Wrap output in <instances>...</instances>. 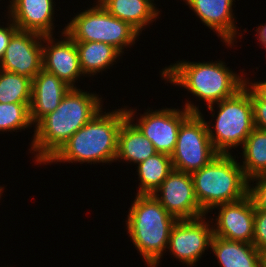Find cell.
<instances>
[{"instance_id":"1","label":"cell","mask_w":266,"mask_h":267,"mask_svg":"<svg viewBox=\"0 0 266 267\" xmlns=\"http://www.w3.org/2000/svg\"><path fill=\"white\" fill-rule=\"evenodd\" d=\"M102 102L96 93L71 88L59 106L34 125L29 150L34 154L35 163L46 164L73 134L103 109Z\"/></svg>"},{"instance_id":"2","label":"cell","mask_w":266,"mask_h":267,"mask_svg":"<svg viewBox=\"0 0 266 267\" xmlns=\"http://www.w3.org/2000/svg\"><path fill=\"white\" fill-rule=\"evenodd\" d=\"M125 108L102 109L46 162L49 163H114L117 155L118 133L127 118Z\"/></svg>"},{"instance_id":"3","label":"cell","mask_w":266,"mask_h":267,"mask_svg":"<svg viewBox=\"0 0 266 267\" xmlns=\"http://www.w3.org/2000/svg\"><path fill=\"white\" fill-rule=\"evenodd\" d=\"M222 60L212 62L177 61L165 66L161 76L166 82L184 87L194 97L204 100L214 118V105L223 99L232 97L244 87L246 74H237ZM240 75V76H239ZM244 75V76H243Z\"/></svg>"},{"instance_id":"4","label":"cell","mask_w":266,"mask_h":267,"mask_svg":"<svg viewBox=\"0 0 266 267\" xmlns=\"http://www.w3.org/2000/svg\"><path fill=\"white\" fill-rule=\"evenodd\" d=\"M126 229L148 267H157L168 251L170 232L177 219L153 195H137L131 203Z\"/></svg>"},{"instance_id":"5","label":"cell","mask_w":266,"mask_h":267,"mask_svg":"<svg viewBox=\"0 0 266 267\" xmlns=\"http://www.w3.org/2000/svg\"><path fill=\"white\" fill-rule=\"evenodd\" d=\"M237 161L232 153L219 154L191 174L196 200L206 214L217 205L233 203L248 195L249 180Z\"/></svg>"},{"instance_id":"6","label":"cell","mask_w":266,"mask_h":267,"mask_svg":"<svg viewBox=\"0 0 266 267\" xmlns=\"http://www.w3.org/2000/svg\"><path fill=\"white\" fill-rule=\"evenodd\" d=\"M215 104L216 122L212 127L206 122L209 138L219 154H230L232 148L242 147L255 128L249 78L235 95Z\"/></svg>"},{"instance_id":"7","label":"cell","mask_w":266,"mask_h":267,"mask_svg":"<svg viewBox=\"0 0 266 267\" xmlns=\"http://www.w3.org/2000/svg\"><path fill=\"white\" fill-rule=\"evenodd\" d=\"M65 32L75 42L107 43L122 54L140 36L128 22L112 16L98 1L94 7L76 14L65 26Z\"/></svg>"},{"instance_id":"8","label":"cell","mask_w":266,"mask_h":267,"mask_svg":"<svg viewBox=\"0 0 266 267\" xmlns=\"http://www.w3.org/2000/svg\"><path fill=\"white\" fill-rule=\"evenodd\" d=\"M219 153L209 138L201 113H191L179 127L176 147L171 154L173 169L192 174L209 164Z\"/></svg>"},{"instance_id":"9","label":"cell","mask_w":266,"mask_h":267,"mask_svg":"<svg viewBox=\"0 0 266 267\" xmlns=\"http://www.w3.org/2000/svg\"><path fill=\"white\" fill-rule=\"evenodd\" d=\"M136 109L126 108L127 117L134 122L143 135L151 141L155 150L171 156L176 147L179 127L182 122L191 114L199 113V106L191 101H187L185 106L180 109L161 108L155 111L147 109L144 114H139L135 123Z\"/></svg>"},{"instance_id":"10","label":"cell","mask_w":266,"mask_h":267,"mask_svg":"<svg viewBox=\"0 0 266 267\" xmlns=\"http://www.w3.org/2000/svg\"><path fill=\"white\" fill-rule=\"evenodd\" d=\"M206 215L194 219L177 220L171 229L168 244L169 252L173 255L171 257L187 266H196L205 250L208 251L210 248L213 237L214 219L207 220Z\"/></svg>"},{"instance_id":"11","label":"cell","mask_w":266,"mask_h":267,"mask_svg":"<svg viewBox=\"0 0 266 267\" xmlns=\"http://www.w3.org/2000/svg\"><path fill=\"white\" fill-rule=\"evenodd\" d=\"M152 195L177 220L194 219L206 214L196 200L190 173L173 169Z\"/></svg>"},{"instance_id":"12","label":"cell","mask_w":266,"mask_h":267,"mask_svg":"<svg viewBox=\"0 0 266 267\" xmlns=\"http://www.w3.org/2000/svg\"><path fill=\"white\" fill-rule=\"evenodd\" d=\"M42 38L38 33L18 30L9 41L0 69L33 80L43 69Z\"/></svg>"},{"instance_id":"13","label":"cell","mask_w":266,"mask_h":267,"mask_svg":"<svg viewBox=\"0 0 266 267\" xmlns=\"http://www.w3.org/2000/svg\"><path fill=\"white\" fill-rule=\"evenodd\" d=\"M64 39L56 41L54 36L42 38L43 69L56 75L70 87L76 88L75 82L83 75L80 67L78 51L75 41L65 32L61 31ZM46 44V45H45ZM75 85V86H74Z\"/></svg>"},{"instance_id":"14","label":"cell","mask_w":266,"mask_h":267,"mask_svg":"<svg viewBox=\"0 0 266 267\" xmlns=\"http://www.w3.org/2000/svg\"><path fill=\"white\" fill-rule=\"evenodd\" d=\"M218 215L213 226V236L230 240L252 243L254 236V203L247 195L245 198L215 206Z\"/></svg>"},{"instance_id":"15","label":"cell","mask_w":266,"mask_h":267,"mask_svg":"<svg viewBox=\"0 0 266 267\" xmlns=\"http://www.w3.org/2000/svg\"><path fill=\"white\" fill-rule=\"evenodd\" d=\"M201 22L215 31L221 41L232 47L239 33L233 13L235 0H183ZM235 20V21H234Z\"/></svg>"},{"instance_id":"16","label":"cell","mask_w":266,"mask_h":267,"mask_svg":"<svg viewBox=\"0 0 266 267\" xmlns=\"http://www.w3.org/2000/svg\"><path fill=\"white\" fill-rule=\"evenodd\" d=\"M8 6L7 17L19 30L53 36L56 6L53 0H11Z\"/></svg>"},{"instance_id":"17","label":"cell","mask_w":266,"mask_h":267,"mask_svg":"<svg viewBox=\"0 0 266 267\" xmlns=\"http://www.w3.org/2000/svg\"><path fill=\"white\" fill-rule=\"evenodd\" d=\"M71 88L56 75L42 69L32 80L29 108L33 125L53 112Z\"/></svg>"},{"instance_id":"18","label":"cell","mask_w":266,"mask_h":267,"mask_svg":"<svg viewBox=\"0 0 266 267\" xmlns=\"http://www.w3.org/2000/svg\"><path fill=\"white\" fill-rule=\"evenodd\" d=\"M210 250L221 267H263V253L252 243L230 241L218 236L211 239Z\"/></svg>"},{"instance_id":"19","label":"cell","mask_w":266,"mask_h":267,"mask_svg":"<svg viewBox=\"0 0 266 267\" xmlns=\"http://www.w3.org/2000/svg\"><path fill=\"white\" fill-rule=\"evenodd\" d=\"M98 2L112 16L128 22L140 34L147 25L159 18L160 14L153 0H99Z\"/></svg>"},{"instance_id":"20","label":"cell","mask_w":266,"mask_h":267,"mask_svg":"<svg viewBox=\"0 0 266 267\" xmlns=\"http://www.w3.org/2000/svg\"><path fill=\"white\" fill-rule=\"evenodd\" d=\"M154 145L139 128L127 117L118 133L117 155L115 162L125 161L137 165L156 154Z\"/></svg>"},{"instance_id":"21","label":"cell","mask_w":266,"mask_h":267,"mask_svg":"<svg viewBox=\"0 0 266 267\" xmlns=\"http://www.w3.org/2000/svg\"><path fill=\"white\" fill-rule=\"evenodd\" d=\"M83 77H91L110 69L123 55L114 46L103 42H75Z\"/></svg>"},{"instance_id":"22","label":"cell","mask_w":266,"mask_h":267,"mask_svg":"<svg viewBox=\"0 0 266 267\" xmlns=\"http://www.w3.org/2000/svg\"><path fill=\"white\" fill-rule=\"evenodd\" d=\"M139 182L137 195H152L173 170L171 156L157 152L138 164Z\"/></svg>"},{"instance_id":"23","label":"cell","mask_w":266,"mask_h":267,"mask_svg":"<svg viewBox=\"0 0 266 267\" xmlns=\"http://www.w3.org/2000/svg\"><path fill=\"white\" fill-rule=\"evenodd\" d=\"M240 164L248 180L266 175V130L254 128L241 147Z\"/></svg>"},{"instance_id":"24","label":"cell","mask_w":266,"mask_h":267,"mask_svg":"<svg viewBox=\"0 0 266 267\" xmlns=\"http://www.w3.org/2000/svg\"><path fill=\"white\" fill-rule=\"evenodd\" d=\"M32 80L0 69V103H31Z\"/></svg>"},{"instance_id":"25","label":"cell","mask_w":266,"mask_h":267,"mask_svg":"<svg viewBox=\"0 0 266 267\" xmlns=\"http://www.w3.org/2000/svg\"><path fill=\"white\" fill-rule=\"evenodd\" d=\"M30 103H0V132L30 129Z\"/></svg>"},{"instance_id":"26","label":"cell","mask_w":266,"mask_h":267,"mask_svg":"<svg viewBox=\"0 0 266 267\" xmlns=\"http://www.w3.org/2000/svg\"><path fill=\"white\" fill-rule=\"evenodd\" d=\"M252 244L263 254L266 253V211L254 206V236Z\"/></svg>"},{"instance_id":"27","label":"cell","mask_w":266,"mask_h":267,"mask_svg":"<svg viewBox=\"0 0 266 267\" xmlns=\"http://www.w3.org/2000/svg\"><path fill=\"white\" fill-rule=\"evenodd\" d=\"M256 181L254 184H250ZM254 185V186H253ZM248 195L252 198L256 209L266 211V175L249 180Z\"/></svg>"},{"instance_id":"28","label":"cell","mask_w":266,"mask_h":267,"mask_svg":"<svg viewBox=\"0 0 266 267\" xmlns=\"http://www.w3.org/2000/svg\"><path fill=\"white\" fill-rule=\"evenodd\" d=\"M251 100L255 128L266 130V98L251 85Z\"/></svg>"},{"instance_id":"29","label":"cell","mask_w":266,"mask_h":267,"mask_svg":"<svg viewBox=\"0 0 266 267\" xmlns=\"http://www.w3.org/2000/svg\"><path fill=\"white\" fill-rule=\"evenodd\" d=\"M6 27L0 25V61L3 59L6 48L12 36L19 30L14 22L8 17ZM10 21V22H9Z\"/></svg>"},{"instance_id":"30","label":"cell","mask_w":266,"mask_h":267,"mask_svg":"<svg viewBox=\"0 0 266 267\" xmlns=\"http://www.w3.org/2000/svg\"><path fill=\"white\" fill-rule=\"evenodd\" d=\"M255 31L257 32V40H259L262 46H266V23L258 25Z\"/></svg>"},{"instance_id":"31","label":"cell","mask_w":266,"mask_h":267,"mask_svg":"<svg viewBox=\"0 0 266 267\" xmlns=\"http://www.w3.org/2000/svg\"><path fill=\"white\" fill-rule=\"evenodd\" d=\"M250 84L263 96L266 98V80L264 81H255L254 83H252V81L250 82Z\"/></svg>"},{"instance_id":"32","label":"cell","mask_w":266,"mask_h":267,"mask_svg":"<svg viewBox=\"0 0 266 267\" xmlns=\"http://www.w3.org/2000/svg\"><path fill=\"white\" fill-rule=\"evenodd\" d=\"M263 267H266V253L263 255Z\"/></svg>"},{"instance_id":"33","label":"cell","mask_w":266,"mask_h":267,"mask_svg":"<svg viewBox=\"0 0 266 267\" xmlns=\"http://www.w3.org/2000/svg\"><path fill=\"white\" fill-rule=\"evenodd\" d=\"M2 189H3V187L0 186V199H1V196L3 195L2 193H3V191H4V190H2Z\"/></svg>"}]
</instances>
